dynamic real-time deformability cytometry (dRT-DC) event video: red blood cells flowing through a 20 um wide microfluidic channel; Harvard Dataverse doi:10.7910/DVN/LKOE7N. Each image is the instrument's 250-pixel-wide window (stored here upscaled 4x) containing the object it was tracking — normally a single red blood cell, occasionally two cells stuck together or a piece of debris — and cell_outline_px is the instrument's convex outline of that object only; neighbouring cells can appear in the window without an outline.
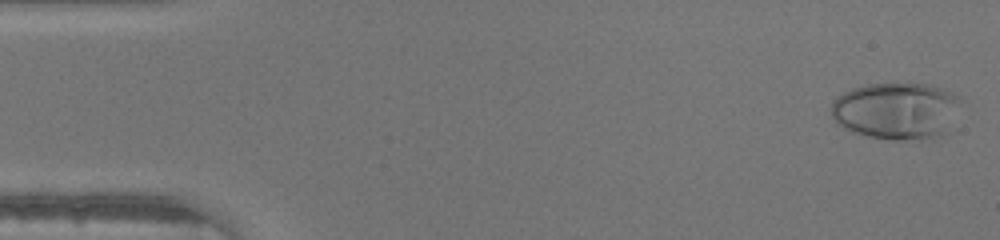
{"species": "human", "species_latin": "Homo sapiens", "temperature_condition": "warm", "stored_images_in_passage": 39, "camera_frame_rate_fps": 3000, "um_per_image_px": 0.085, "donor": {"sex": "male"}, "frame": {"image": 1, "passage_image": 1, "time_ms": 0.0, "image_size_px": [1000, 240], "cell_outline_px": [[960, 100], [940, 136], [900, 140], [892, 140], [868, 136], [852, 132], [836, 124], [832, 116], [832, 100], [836, 96], [852, 88], [868, 84], [896, 80], [928, 84], [952, 92], [960, 96]], "centroid_in_image_um": [76.08, 9.35], "position_along_channel_um": 8.9, "area_um2": 43.06}}
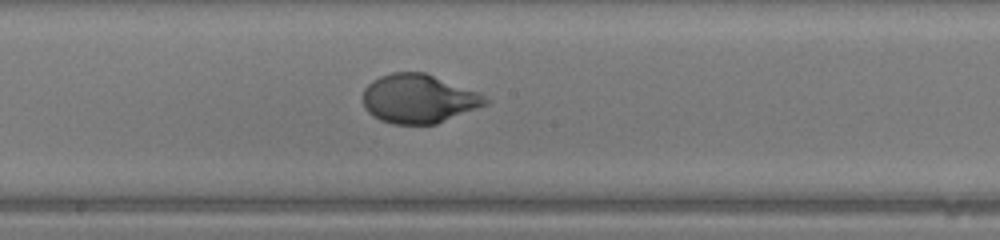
{"frame": {"image": 2, "passage_image": 24, "time_ms": 7.667, "image_size_px": [1000, 240], "cell_outline_px": [[492, 100], [488, 104], [436, 124], [392, 124], [380, 120], [372, 116], [364, 108], [364, 88], [372, 80], [380, 76], [392, 72], [424, 72], [480, 92]], "centroid_in_image_um": [35.6, 8.39], "position_along_channel_um": 212.6, "area_um2": 35.14}}
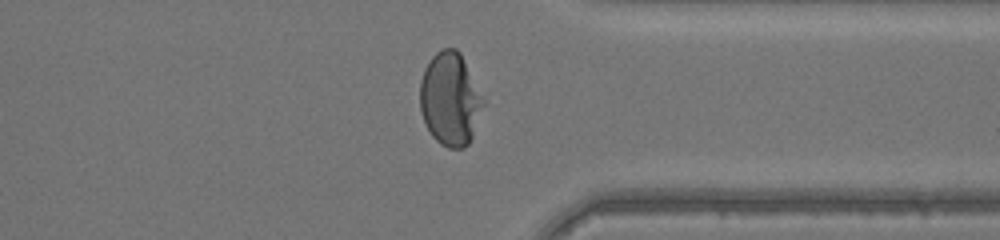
{"frame": {"image": 3, "passage_image": 35, "time_ms": 11.333, "image_size_px": [1000, 240], "cell_outline_px": [[484, 104], [472, 136], [468, 144], [464, 148], [448, 148], [440, 144], [432, 136], [424, 120], [420, 108], [420, 80], [424, 68], [432, 56], [436, 52], [444, 48], [456, 48], [460, 52], [484, 100]], "centroid_in_image_um": [38.24, 8.42], "position_along_channel_um": 373.2, "area_um2": 34.04}}